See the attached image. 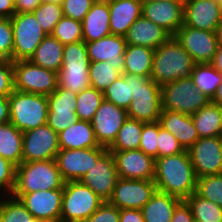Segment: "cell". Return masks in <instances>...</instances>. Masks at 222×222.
Wrapping results in <instances>:
<instances>
[{"mask_svg":"<svg viewBox=\"0 0 222 222\" xmlns=\"http://www.w3.org/2000/svg\"><path fill=\"white\" fill-rule=\"evenodd\" d=\"M131 89L128 118L145 123L159 121L162 113L161 87L150 77L131 75Z\"/></svg>","mask_w":222,"mask_h":222,"instance_id":"6","label":"cell"},{"mask_svg":"<svg viewBox=\"0 0 222 222\" xmlns=\"http://www.w3.org/2000/svg\"><path fill=\"white\" fill-rule=\"evenodd\" d=\"M171 222H195L191 209L185 200L176 206Z\"/></svg>","mask_w":222,"mask_h":222,"instance_id":"51","label":"cell"},{"mask_svg":"<svg viewBox=\"0 0 222 222\" xmlns=\"http://www.w3.org/2000/svg\"><path fill=\"white\" fill-rule=\"evenodd\" d=\"M10 20L13 30L12 61L29 60L47 35L32 12L14 14Z\"/></svg>","mask_w":222,"mask_h":222,"instance_id":"10","label":"cell"},{"mask_svg":"<svg viewBox=\"0 0 222 222\" xmlns=\"http://www.w3.org/2000/svg\"><path fill=\"white\" fill-rule=\"evenodd\" d=\"M159 123L180 142L185 150H188L199 139L197 129L189 115L162 109Z\"/></svg>","mask_w":222,"mask_h":222,"instance_id":"25","label":"cell"},{"mask_svg":"<svg viewBox=\"0 0 222 222\" xmlns=\"http://www.w3.org/2000/svg\"><path fill=\"white\" fill-rule=\"evenodd\" d=\"M191 78L198 90L210 99L213 98L222 82V74L211 63L195 64Z\"/></svg>","mask_w":222,"mask_h":222,"instance_id":"35","label":"cell"},{"mask_svg":"<svg viewBox=\"0 0 222 222\" xmlns=\"http://www.w3.org/2000/svg\"><path fill=\"white\" fill-rule=\"evenodd\" d=\"M60 149H83L100 146L89 121L78 120L58 133Z\"/></svg>","mask_w":222,"mask_h":222,"instance_id":"28","label":"cell"},{"mask_svg":"<svg viewBox=\"0 0 222 222\" xmlns=\"http://www.w3.org/2000/svg\"><path fill=\"white\" fill-rule=\"evenodd\" d=\"M2 195L0 194V222H29L34 218L20 199Z\"/></svg>","mask_w":222,"mask_h":222,"instance_id":"39","label":"cell"},{"mask_svg":"<svg viewBox=\"0 0 222 222\" xmlns=\"http://www.w3.org/2000/svg\"><path fill=\"white\" fill-rule=\"evenodd\" d=\"M64 45L52 35H47L29 61L37 66L58 73L63 60Z\"/></svg>","mask_w":222,"mask_h":222,"instance_id":"31","label":"cell"},{"mask_svg":"<svg viewBox=\"0 0 222 222\" xmlns=\"http://www.w3.org/2000/svg\"><path fill=\"white\" fill-rule=\"evenodd\" d=\"M41 3V0H14L15 14L31 13L36 10Z\"/></svg>","mask_w":222,"mask_h":222,"instance_id":"52","label":"cell"},{"mask_svg":"<svg viewBox=\"0 0 222 222\" xmlns=\"http://www.w3.org/2000/svg\"><path fill=\"white\" fill-rule=\"evenodd\" d=\"M182 199L157 191L142 207L144 222H171L174 210Z\"/></svg>","mask_w":222,"mask_h":222,"instance_id":"29","label":"cell"},{"mask_svg":"<svg viewBox=\"0 0 222 222\" xmlns=\"http://www.w3.org/2000/svg\"><path fill=\"white\" fill-rule=\"evenodd\" d=\"M14 90L48 96L58 86L57 73L31 63L29 60L13 62Z\"/></svg>","mask_w":222,"mask_h":222,"instance_id":"9","label":"cell"},{"mask_svg":"<svg viewBox=\"0 0 222 222\" xmlns=\"http://www.w3.org/2000/svg\"><path fill=\"white\" fill-rule=\"evenodd\" d=\"M10 123L21 132L47 123V96L14 90L9 95Z\"/></svg>","mask_w":222,"mask_h":222,"instance_id":"5","label":"cell"},{"mask_svg":"<svg viewBox=\"0 0 222 222\" xmlns=\"http://www.w3.org/2000/svg\"><path fill=\"white\" fill-rule=\"evenodd\" d=\"M142 16L174 36L183 26L184 1L162 0L143 3Z\"/></svg>","mask_w":222,"mask_h":222,"instance_id":"20","label":"cell"},{"mask_svg":"<svg viewBox=\"0 0 222 222\" xmlns=\"http://www.w3.org/2000/svg\"><path fill=\"white\" fill-rule=\"evenodd\" d=\"M217 2H218L219 9H220L221 17H222V0H217Z\"/></svg>","mask_w":222,"mask_h":222,"instance_id":"60","label":"cell"},{"mask_svg":"<svg viewBox=\"0 0 222 222\" xmlns=\"http://www.w3.org/2000/svg\"><path fill=\"white\" fill-rule=\"evenodd\" d=\"M13 52V30L10 18H0V60H11Z\"/></svg>","mask_w":222,"mask_h":222,"instance_id":"47","label":"cell"},{"mask_svg":"<svg viewBox=\"0 0 222 222\" xmlns=\"http://www.w3.org/2000/svg\"><path fill=\"white\" fill-rule=\"evenodd\" d=\"M64 180L55 159L22 162L16 166L15 186L12 196L20 198L25 193L63 188Z\"/></svg>","mask_w":222,"mask_h":222,"instance_id":"3","label":"cell"},{"mask_svg":"<svg viewBox=\"0 0 222 222\" xmlns=\"http://www.w3.org/2000/svg\"><path fill=\"white\" fill-rule=\"evenodd\" d=\"M10 122L9 96L0 97V125Z\"/></svg>","mask_w":222,"mask_h":222,"instance_id":"55","label":"cell"},{"mask_svg":"<svg viewBox=\"0 0 222 222\" xmlns=\"http://www.w3.org/2000/svg\"><path fill=\"white\" fill-rule=\"evenodd\" d=\"M216 35H217L218 46L222 47V23L216 30Z\"/></svg>","mask_w":222,"mask_h":222,"instance_id":"58","label":"cell"},{"mask_svg":"<svg viewBox=\"0 0 222 222\" xmlns=\"http://www.w3.org/2000/svg\"><path fill=\"white\" fill-rule=\"evenodd\" d=\"M187 151L197 178L222 174V136L199 138Z\"/></svg>","mask_w":222,"mask_h":222,"instance_id":"13","label":"cell"},{"mask_svg":"<svg viewBox=\"0 0 222 222\" xmlns=\"http://www.w3.org/2000/svg\"><path fill=\"white\" fill-rule=\"evenodd\" d=\"M196 64L211 63L218 48L216 32L183 26L174 35Z\"/></svg>","mask_w":222,"mask_h":222,"instance_id":"15","label":"cell"},{"mask_svg":"<svg viewBox=\"0 0 222 222\" xmlns=\"http://www.w3.org/2000/svg\"><path fill=\"white\" fill-rule=\"evenodd\" d=\"M143 3H149V2H154V1H162V0H139Z\"/></svg>","mask_w":222,"mask_h":222,"instance_id":"61","label":"cell"},{"mask_svg":"<svg viewBox=\"0 0 222 222\" xmlns=\"http://www.w3.org/2000/svg\"><path fill=\"white\" fill-rule=\"evenodd\" d=\"M195 222H222V207L193 192L185 199Z\"/></svg>","mask_w":222,"mask_h":222,"instance_id":"36","label":"cell"},{"mask_svg":"<svg viewBox=\"0 0 222 222\" xmlns=\"http://www.w3.org/2000/svg\"><path fill=\"white\" fill-rule=\"evenodd\" d=\"M162 109L192 116L211 99L200 92L191 77L178 79L161 86Z\"/></svg>","mask_w":222,"mask_h":222,"instance_id":"8","label":"cell"},{"mask_svg":"<svg viewBox=\"0 0 222 222\" xmlns=\"http://www.w3.org/2000/svg\"><path fill=\"white\" fill-rule=\"evenodd\" d=\"M120 209L103 202V204L84 222H119Z\"/></svg>","mask_w":222,"mask_h":222,"instance_id":"50","label":"cell"},{"mask_svg":"<svg viewBox=\"0 0 222 222\" xmlns=\"http://www.w3.org/2000/svg\"><path fill=\"white\" fill-rule=\"evenodd\" d=\"M211 64L222 74V47L218 46Z\"/></svg>","mask_w":222,"mask_h":222,"instance_id":"56","label":"cell"},{"mask_svg":"<svg viewBox=\"0 0 222 222\" xmlns=\"http://www.w3.org/2000/svg\"><path fill=\"white\" fill-rule=\"evenodd\" d=\"M158 121L147 122L143 124L141 132V140L139 150L143 151L146 155L157 159L158 148Z\"/></svg>","mask_w":222,"mask_h":222,"instance_id":"45","label":"cell"},{"mask_svg":"<svg viewBox=\"0 0 222 222\" xmlns=\"http://www.w3.org/2000/svg\"><path fill=\"white\" fill-rule=\"evenodd\" d=\"M14 14V0H0V18H11Z\"/></svg>","mask_w":222,"mask_h":222,"instance_id":"54","label":"cell"},{"mask_svg":"<svg viewBox=\"0 0 222 222\" xmlns=\"http://www.w3.org/2000/svg\"><path fill=\"white\" fill-rule=\"evenodd\" d=\"M59 150L58 133L47 123L23 132L22 162L56 159Z\"/></svg>","mask_w":222,"mask_h":222,"instance_id":"12","label":"cell"},{"mask_svg":"<svg viewBox=\"0 0 222 222\" xmlns=\"http://www.w3.org/2000/svg\"><path fill=\"white\" fill-rule=\"evenodd\" d=\"M103 202L88 186L80 181L64 182L61 222H84Z\"/></svg>","mask_w":222,"mask_h":222,"instance_id":"7","label":"cell"},{"mask_svg":"<svg viewBox=\"0 0 222 222\" xmlns=\"http://www.w3.org/2000/svg\"><path fill=\"white\" fill-rule=\"evenodd\" d=\"M115 159L120 178L135 180H153L155 159L141 150L110 151Z\"/></svg>","mask_w":222,"mask_h":222,"instance_id":"21","label":"cell"},{"mask_svg":"<svg viewBox=\"0 0 222 222\" xmlns=\"http://www.w3.org/2000/svg\"><path fill=\"white\" fill-rule=\"evenodd\" d=\"M32 13L46 35L53 33L56 24L63 17L61 4L52 2H42Z\"/></svg>","mask_w":222,"mask_h":222,"instance_id":"41","label":"cell"},{"mask_svg":"<svg viewBox=\"0 0 222 222\" xmlns=\"http://www.w3.org/2000/svg\"><path fill=\"white\" fill-rule=\"evenodd\" d=\"M88 74L90 86L102 93L122 75L121 72L114 69L107 61L90 62Z\"/></svg>","mask_w":222,"mask_h":222,"instance_id":"40","label":"cell"},{"mask_svg":"<svg viewBox=\"0 0 222 222\" xmlns=\"http://www.w3.org/2000/svg\"><path fill=\"white\" fill-rule=\"evenodd\" d=\"M103 101V93L91 86L78 93L75 109L78 119L90 122Z\"/></svg>","mask_w":222,"mask_h":222,"instance_id":"37","label":"cell"},{"mask_svg":"<svg viewBox=\"0 0 222 222\" xmlns=\"http://www.w3.org/2000/svg\"><path fill=\"white\" fill-rule=\"evenodd\" d=\"M76 97V93L61 87L47 96V124L55 132L59 133L79 120L75 111Z\"/></svg>","mask_w":222,"mask_h":222,"instance_id":"18","label":"cell"},{"mask_svg":"<svg viewBox=\"0 0 222 222\" xmlns=\"http://www.w3.org/2000/svg\"><path fill=\"white\" fill-rule=\"evenodd\" d=\"M156 190V184L153 180H135L119 177L108 203L119 209L141 210Z\"/></svg>","mask_w":222,"mask_h":222,"instance_id":"14","label":"cell"},{"mask_svg":"<svg viewBox=\"0 0 222 222\" xmlns=\"http://www.w3.org/2000/svg\"><path fill=\"white\" fill-rule=\"evenodd\" d=\"M42 2H52V3H59V4H61V1L62 0H41Z\"/></svg>","mask_w":222,"mask_h":222,"instance_id":"59","label":"cell"},{"mask_svg":"<svg viewBox=\"0 0 222 222\" xmlns=\"http://www.w3.org/2000/svg\"><path fill=\"white\" fill-rule=\"evenodd\" d=\"M96 1L108 2V1H111V0H96Z\"/></svg>","mask_w":222,"mask_h":222,"instance_id":"63","label":"cell"},{"mask_svg":"<svg viewBox=\"0 0 222 222\" xmlns=\"http://www.w3.org/2000/svg\"><path fill=\"white\" fill-rule=\"evenodd\" d=\"M119 222H144L139 209H120Z\"/></svg>","mask_w":222,"mask_h":222,"instance_id":"53","label":"cell"},{"mask_svg":"<svg viewBox=\"0 0 222 222\" xmlns=\"http://www.w3.org/2000/svg\"><path fill=\"white\" fill-rule=\"evenodd\" d=\"M13 91V61L0 60V97H7Z\"/></svg>","mask_w":222,"mask_h":222,"instance_id":"49","label":"cell"},{"mask_svg":"<svg viewBox=\"0 0 222 222\" xmlns=\"http://www.w3.org/2000/svg\"><path fill=\"white\" fill-rule=\"evenodd\" d=\"M119 179L113 154L107 150L80 182L88 186L104 202H108Z\"/></svg>","mask_w":222,"mask_h":222,"instance_id":"16","label":"cell"},{"mask_svg":"<svg viewBox=\"0 0 222 222\" xmlns=\"http://www.w3.org/2000/svg\"><path fill=\"white\" fill-rule=\"evenodd\" d=\"M83 41L93 42L106 37L110 32V11L108 2L96 1L82 21Z\"/></svg>","mask_w":222,"mask_h":222,"instance_id":"27","label":"cell"},{"mask_svg":"<svg viewBox=\"0 0 222 222\" xmlns=\"http://www.w3.org/2000/svg\"><path fill=\"white\" fill-rule=\"evenodd\" d=\"M51 35L63 45L83 41L82 22L63 16Z\"/></svg>","mask_w":222,"mask_h":222,"instance_id":"42","label":"cell"},{"mask_svg":"<svg viewBox=\"0 0 222 222\" xmlns=\"http://www.w3.org/2000/svg\"><path fill=\"white\" fill-rule=\"evenodd\" d=\"M23 132L12 123L0 125V156L18 166L22 163Z\"/></svg>","mask_w":222,"mask_h":222,"instance_id":"33","label":"cell"},{"mask_svg":"<svg viewBox=\"0 0 222 222\" xmlns=\"http://www.w3.org/2000/svg\"><path fill=\"white\" fill-rule=\"evenodd\" d=\"M63 188L25 193L19 199L26 209L39 220L61 222Z\"/></svg>","mask_w":222,"mask_h":222,"instance_id":"19","label":"cell"},{"mask_svg":"<svg viewBox=\"0 0 222 222\" xmlns=\"http://www.w3.org/2000/svg\"><path fill=\"white\" fill-rule=\"evenodd\" d=\"M154 49L139 45H126L123 74L151 76Z\"/></svg>","mask_w":222,"mask_h":222,"instance_id":"32","label":"cell"},{"mask_svg":"<svg viewBox=\"0 0 222 222\" xmlns=\"http://www.w3.org/2000/svg\"><path fill=\"white\" fill-rule=\"evenodd\" d=\"M196 193L222 207V174L197 178Z\"/></svg>","mask_w":222,"mask_h":222,"instance_id":"43","label":"cell"},{"mask_svg":"<svg viewBox=\"0 0 222 222\" xmlns=\"http://www.w3.org/2000/svg\"><path fill=\"white\" fill-rule=\"evenodd\" d=\"M110 11V32L124 37L131 25L142 15V2L139 0L108 1Z\"/></svg>","mask_w":222,"mask_h":222,"instance_id":"26","label":"cell"},{"mask_svg":"<svg viewBox=\"0 0 222 222\" xmlns=\"http://www.w3.org/2000/svg\"><path fill=\"white\" fill-rule=\"evenodd\" d=\"M211 102L218 104L222 107V82L219 84L215 95L211 99Z\"/></svg>","mask_w":222,"mask_h":222,"instance_id":"57","label":"cell"},{"mask_svg":"<svg viewBox=\"0 0 222 222\" xmlns=\"http://www.w3.org/2000/svg\"><path fill=\"white\" fill-rule=\"evenodd\" d=\"M199 138L222 136V107L213 102L191 116Z\"/></svg>","mask_w":222,"mask_h":222,"instance_id":"30","label":"cell"},{"mask_svg":"<svg viewBox=\"0 0 222 222\" xmlns=\"http://www.w3.org/2000/svg\"><path fill=\"white\" fill-rule=\"evenodd\" d=\"M16 165L0 156V193L11 195L15 186Z\"/></svg>","mask_w":222,"mask_h":222,"instance_id":"48","label":"cell"},{"mask_svg":"<svg viewBox=\"0 0 222 222\" xmlns=\"http://www.w3.org/2000/svg\"><path fill=\"white\" fill-rule=\"evenodd\" d=\"M106 151L107 148L103 146L60 149L55 160L64 182L80 181Z\"/></svg>","mask_w":222,"mask_h":222,"instance_id":"11","label":"cell"},{"mask_svg":"<svg viewBox=\"0 0 222 222\" xmlns=\"http://www.w3.org/2000/svg\"><path fill=\"white\" fill-rule=\"evenodd\" d=\"M126 40L122 36L110 34L99 40L86 43L90 62L107 61L123 74Z\"/></svg>","mask_w":222,"mask_h":222,"instance_id":"23","label":"cell"},{"mask_svg":"<svg viewBox=\"0 0 222 222\" xmlns=\"http://www.w3.org/2000/svg\"><path fill=\"white\" fill-rule=\"evenodd\" d=\"M29 222H45V221H42V220H39V219H37V218H33L31 221H29Z\"/></svg>","mask_w":222,"mask_h":222,"instance_id":"62","label":"cell"},{"mask_svg":"<svg viewBox=\"0 0 222 222\" xmlns=\"http://www.w3.org/2000/svg\"><path fill=\"white\" fill-rule=\"evenodd\" d=\"M87 46L84 41L65 44L60 71L57 73L58 86L76 94L90 86Z\"/></svg>","mask_w":222,"mask_h":222,"instance_id":"4","label":"cell"},{"mask_svg":"<svg viewBox=\"0 0 222 222\" xmlns=\"http://www.w3.org/2000/svg\"><path fill=\"white\" fill-rule=\"evenodd\" d=\"M127 118L125 109L104 100L90 121L98 144L108 148Z\"/></svg>","mask_w":222,"mask_h":222,"instance_id":"17","label":"cell"},{"mask_svg":"<svg viewBox=\"0 0 222 222\" xmlns=\"http://www.w3.org/2000/svg\"><path fill=\"white\" fill-rule=\"evenodd\" d=\"M170 37L171 35L162 27L142 15L131 25L124 36L127 45H139L154 50Z\"/></svg>","mask_w":222,"mask_h":222,"instance_id":"24","label":"cell"},{"mask_svg":"<svg viewBox=\"0 0 222 222\" xmlns=\"http://www.w3.org/2000/svg\"><path fill=\"white\" fill-rule=\"evenodd\" d=\"M196 63L174 36L154 50L150 78L163 86L178 79L191 77Z\"/></svg>","mask_w":222,"mask_h":222,"instance_id":"2","label":"cell"},{"mask_svg":"<svg viewBox=\"0 0 222 222\" xmlns=\"http://www.w3.org/2000/svg\"><path fill=\"white\" fill-rule=\"evenodd\" d=\"M104 100L127 111L132 101L131 75L122 74L103 92Z\"/></svg>","mask_w":222,"mask_h":222,"instance_id":"38","label":"cell"},{"mask_svg":"<svg viewBox=\"0 0 222 222\" xmlns=\"http://www.w3.org/2000/svg\"><path fill=\"white\" fill-rule=\"evenodd\" d=\"M153 181L157 191L185 200L196 192L197 177L188 151L155 159Z\"/></svg>","mask_w":222,"mask_h":222,"instance_id":"1","label":"cell"},{"mask_svg":"<svg viewBox=\"0 0 222 222\" xmlns=\"http://www.w3.org/2000/svg\"><path fill=\"white\" fill-rule=\"evenodd\" d=\"M221 23L222 17L217 0L184 1L185 26L216 32Z\"/></svg>","mask_w":222,"mask_h":222,"instance_id":"22","label":"cell"},{"mask_svg":"<svg viewBox=\"0 0 222 222\" xmlns=\"http://www.w3.org/2000/svg\"><path fill=\"white\" fill-rule=\"evenodd\" d=\"M96 0H62L63 16L82 22Z\"/></svg>","mask_w":222,"mask_h":222,"instance_id":"46","label":"cell"},{"mask_svg":"<svg viewBox=\"0 0 222 222\" xmlns=\"http://www.w3.org/2000/svg\"><path fill=\"white\" fill-rule=\"evenodd\" d=\"M145 122L127 118L119 129L114 142L107 148L109 151L138 150L141 132Z\"/></svg>","mask_w":222,"mask_h":222,"instance_id":"34","label":"cell"},{"mask_svg":"<svg viewBox=\"0 0 222 222\" xmlns=\"http://www.w3.org/2000/svg\"><path fill=\"white\" fill-rule=\"evenodd\" d=\"M157 138V158L172 156L185 151L180 142L169 131L161 127L159 121Z\"/></svg>","mask_w":222,"mask_h":222,"instance_id":"44","label":"cell"}]
</instances>
